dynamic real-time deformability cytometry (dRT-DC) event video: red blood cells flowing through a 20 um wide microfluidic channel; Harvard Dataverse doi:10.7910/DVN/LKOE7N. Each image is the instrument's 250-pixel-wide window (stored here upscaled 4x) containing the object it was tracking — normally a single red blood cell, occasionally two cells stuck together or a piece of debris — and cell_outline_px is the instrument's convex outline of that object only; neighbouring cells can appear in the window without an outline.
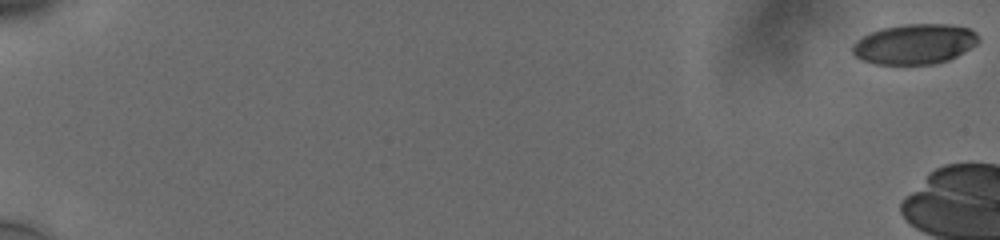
{"species": "human", "species_latin": "Homo sapiens", "temperature_condition": "cold", "stored_images_in_passage": 7, "camera_frame_rate_fps": 3000, "um_per_image_px": 0.085, "donor": {"sex": "male"}, "frame": {"image": 1, "passage_image": 1, "time_ms": 0.0, "image_size_px": [1000, 240], "cell_outline_px": [[980, 40], [976, 44], [964, 52], [948, 60], [932, 64], [876, 64], [860, 60], [852, 52], [852, 44], [856, 40], [880, 28], [904, 24], [948, 24], [968, 28], [976, 32], [980, 36]], "centroid_in_image_um": [77.74, 3.74], "position_along_channel_um": 7.3, "area_um2": 29.59}}